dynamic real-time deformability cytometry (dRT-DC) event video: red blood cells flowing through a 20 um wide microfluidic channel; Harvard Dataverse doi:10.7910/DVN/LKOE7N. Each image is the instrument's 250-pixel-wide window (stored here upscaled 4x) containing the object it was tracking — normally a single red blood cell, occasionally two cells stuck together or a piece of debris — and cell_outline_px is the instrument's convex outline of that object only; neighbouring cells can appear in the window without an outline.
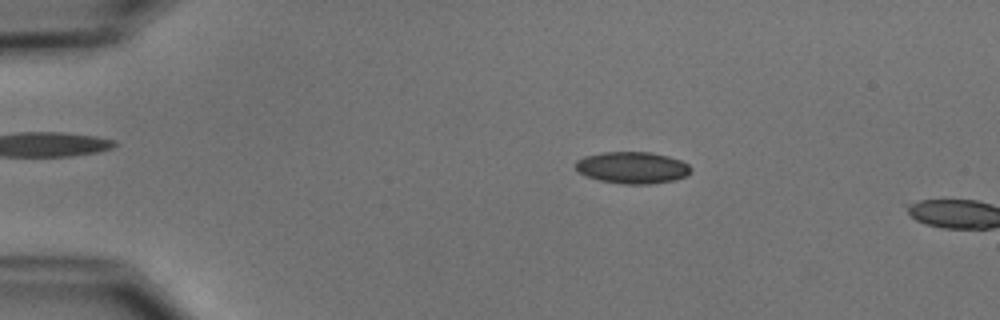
{"species": "common noctule bat (a hibernating species)", "species_latin": "Nyctalus noctula", "temperature_condition": "cold", "stored_images_in_passage": 9, "camera_frame_rate_fps": 3000, "um_per_image_px": 0.085, "animal": {"sex": "male", "body_mass_g": 15.6}, "frame": {"image": 1, "passage_image": 8, "time_ms": 2.333, "image_size_px": [1000, 320], "cell_outline_px": [[692, 172], [684, 176], [672, 180], [652, 184], [624, 184], [600, 180], [588, 176], [580, 172], [572, 164], [576, 160], [584, 156], [604, 152], [652, 152], [668, 156], [680, 160], [688, 164], [692, 168]], "centroid_in_image_um": [53.74, 14.24], "position_along_channel_um": 31.3, "area_um2": 21.33}}